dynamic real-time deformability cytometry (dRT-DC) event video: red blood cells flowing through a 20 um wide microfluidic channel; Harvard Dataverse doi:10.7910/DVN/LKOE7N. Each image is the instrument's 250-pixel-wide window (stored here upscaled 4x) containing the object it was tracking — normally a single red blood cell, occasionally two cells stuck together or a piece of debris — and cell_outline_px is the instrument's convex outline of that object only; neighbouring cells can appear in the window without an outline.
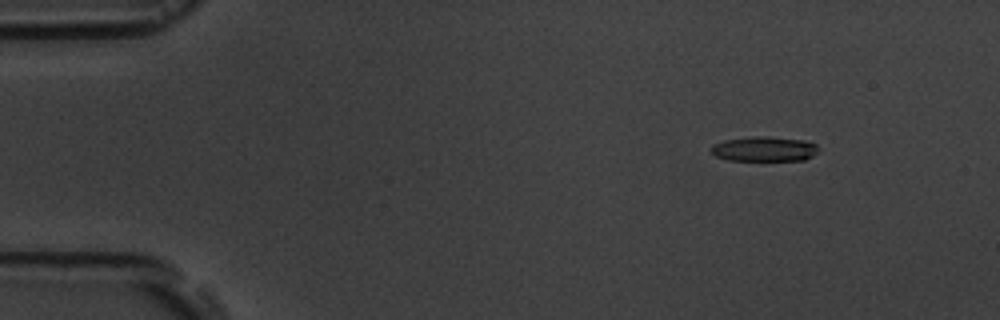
{"species": "common noctule bat (a hibernating species)", "species_latin": "Nyctalus noctula", "temperature_condition": "room temperature", "stored_images_in_passage": 5, "camera_frame_rate_fps": 3000, "um_per_image_px": 0.085, "animal": {"sex": "male", "body_mass_g": 19.5, "forearm_length_mm": 54.6}, "frame": {"image": 1, "passage_image": 2, "time_ms": 1.333, "image_size_px": [1000, 320], "cell_outline_px": [[820, 148], [812, 156], [804, 160], [728, 160], [716, 156], [708, 152], [708, 148], [712, 144], [724, 140], [756, 136], [768, 136], [804, 140], [816, 144]], "centroid_in_image_um": [64.91, 12.66], "position_along_channel_um": 20.1, "area_um2": 15.72}}
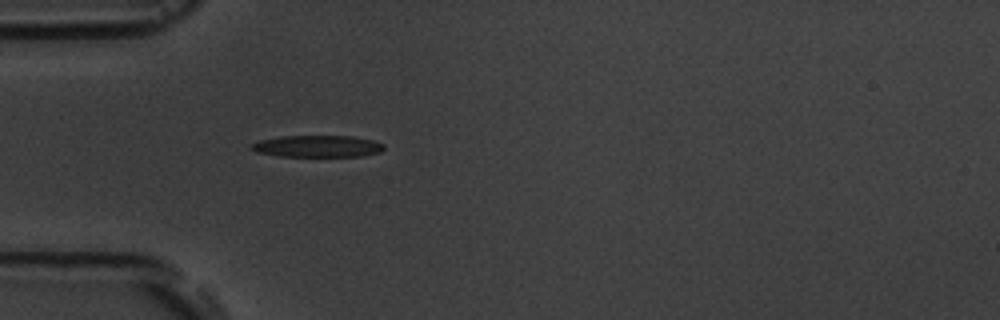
{"frame": {"image": 2, "passage_image": 5, "time_ms": 4.667, "image_size_px": [1000, 320], "cell_outline_px": [[384, 148], [380, 152], [364, 156], [280, 156], [256, 152], [248, 148], [248, 144], [260, 140], [280, 136], [352, 136], [372, 140], [384, 144]], "centroid_in_image_um": [26.94, 12.43], "position_along_channel_um": 58.1, "area_um2": 16.94}}